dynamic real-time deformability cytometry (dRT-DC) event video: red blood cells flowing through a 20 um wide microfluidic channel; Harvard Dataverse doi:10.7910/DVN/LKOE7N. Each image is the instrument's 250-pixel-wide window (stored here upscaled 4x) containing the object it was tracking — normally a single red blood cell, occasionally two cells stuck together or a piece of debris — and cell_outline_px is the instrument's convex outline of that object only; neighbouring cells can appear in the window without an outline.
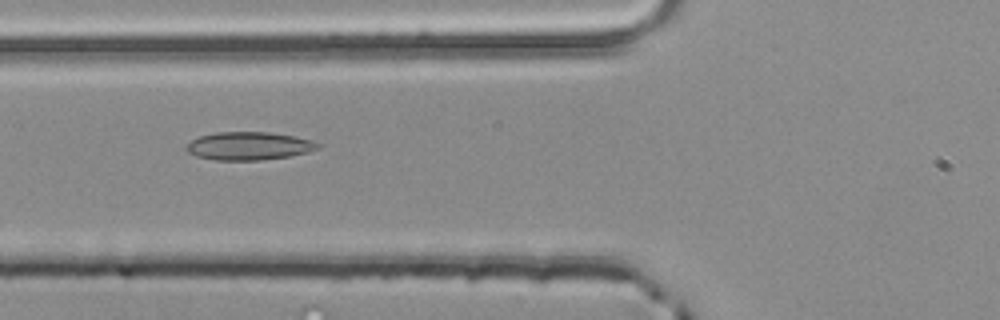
{"species": "common noctule bat (a hibernating species)", "species_latin": "Nyctalus noctula", "temperature_condition": "room temperature", "stored_images_in_passage": 5, "camera_frame_rate_fps": 3000, "um_per_image_px": 0.085, "animal": {"sex": "male", "body_mass_g": 20.4}, "frame": {"image": 1, "passage_image": 5, "time_ms": 1.333, "image_size_px": [1000, 320], "cell_outline_px": [[324, 144], [320, 148], [308, 152], [288, 156], [260, 160], [216, 160], [196, 156], [188, 152], [184, 148], [192, 140], [200, 136], [216, 132], [268, 132], [296, 136], [312, 140]], "centroid_in_image_um": [21.2, 12.4], "position_along_channel_um": 104.6, "area_um2": 21.62}}